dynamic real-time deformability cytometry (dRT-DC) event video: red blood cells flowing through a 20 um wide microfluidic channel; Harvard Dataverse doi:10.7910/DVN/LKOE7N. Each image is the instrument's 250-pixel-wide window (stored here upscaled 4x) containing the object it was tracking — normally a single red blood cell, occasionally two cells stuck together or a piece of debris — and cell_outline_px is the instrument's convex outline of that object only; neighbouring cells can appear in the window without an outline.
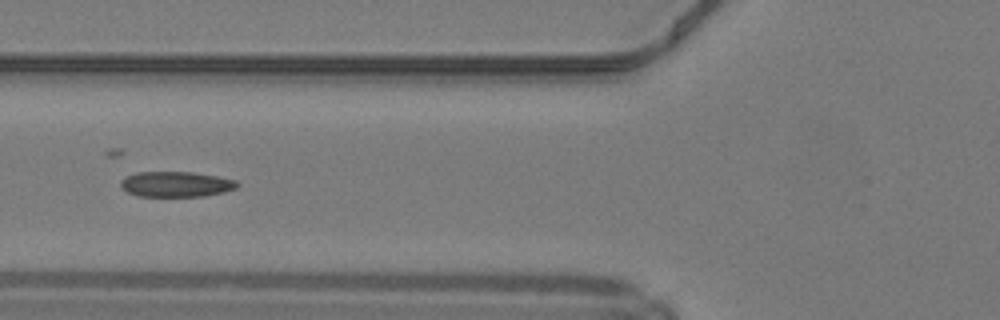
{"species": "common noctule bat (a hibernating species)", "species_latin": "Nyctalus noctula", "temperature_condition": "warm", "stored_images_in_passage": 21, "camera_frame_rate_fps": 3000, "um_per_image_px": 0.085, "animal": {"sex": "male", "body_mass_g": 19.2, "forearm_length_mm": 51.8}, "frame": {"image": 1, "passage_image": 7, "time_ms": 2.0, "image_size_px": [1000, 320], "cell_outline_px": [[240, 184], [236, 188], [224, 192], [204, 196], [136, 196], [128, 192], [120, 184], [120, 180], [124, 176], [136, 172], [192, 172], [216, 176], [236, 180]], "centroid_in_image_um": [14.95, 15.65], "position_along_channel_um": 110.8, "area_um2": 17.28}}
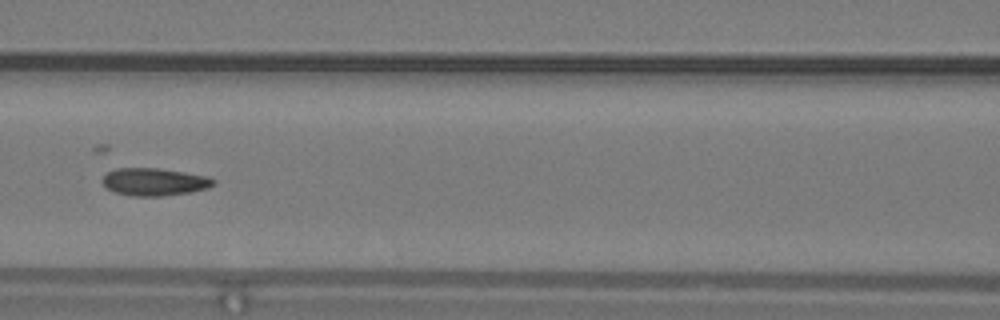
{"frame": {"image": 2, "passage_image": 10, "time_ms": 3.0, "image_size_px": [1000, 320], "cell_outline_px": [[216, 184], [208, 188], [192, 192], [160, 196], [132, 196], [116, 192], [108, 188], [100, 180], [108, 172], [116, 168], [160, 168], [208, 176], [216, 180]], "centroid_in_image_um": [13.16, 15.45], "position_along_channel_um": 153.4, "area_um2": 17.92}}